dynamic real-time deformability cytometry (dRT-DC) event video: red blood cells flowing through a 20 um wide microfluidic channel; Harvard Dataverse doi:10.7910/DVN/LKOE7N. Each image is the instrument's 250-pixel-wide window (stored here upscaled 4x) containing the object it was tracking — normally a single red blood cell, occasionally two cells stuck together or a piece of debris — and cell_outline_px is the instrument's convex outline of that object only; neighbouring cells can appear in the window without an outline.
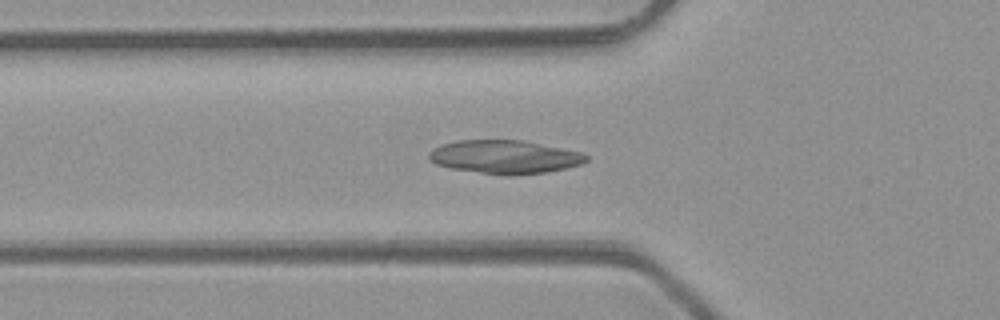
{"species": "common noctule bat (a hibernating species)", "species_latin": "Nyctalus noctula", "temperature_condition": "room temperature", "stored_images_in_passage": 39, "camera_frame_rate_fps": 3000, "um_per_image_px": 0.085, "animal": {"sex": "male", "body_mass_g": 23.1, "forearm_length_mm": 52.7}, "frame": {"image": 1, "passage_image": 8, "time_ms": 2.333, "image_size_px": [1000, 320], "cell_outline_px": [[588, 160], [580, 164], [548, 172], [512, 176], [508, 176], [448, 168], [436, 164], [428, 156], [428, 152], [432, 148], [440, 144], [456, 140], [524, 140], [580, 152], [588, 156]], "centroid_in_image_um": [42.86, 13.34], "position_along_channel_um": 82.9, "area_um2": 30.81}}
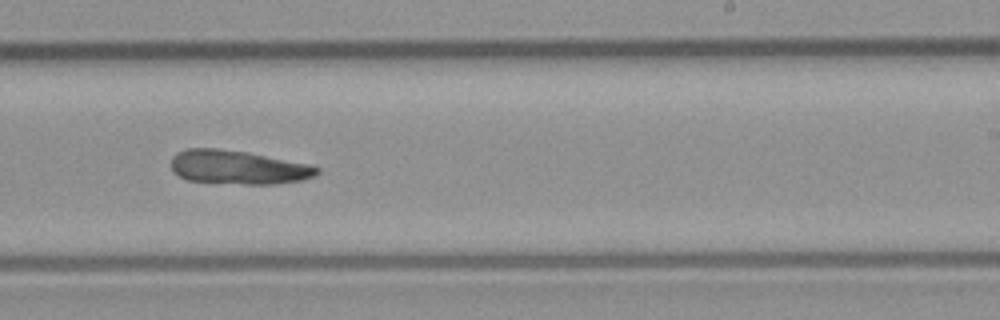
{"frame": {"image": 2, "passage_image": 21, "time_ms": 6.667, "image_size_px": [1000, 320], "cell_outline_px": [[320, 172], [316, 176], [300, 180], [276, 184], [244, 184], [188, 180], [172, 172], [172, 156], [176, 152], [184, 148], [216, 148], [244, 152], [312, 164], [320, 168]], "centroid_in_image_um": [20.25, 14.21], "position_along_channel_um": 268.8, "area_um2": 28.78}}
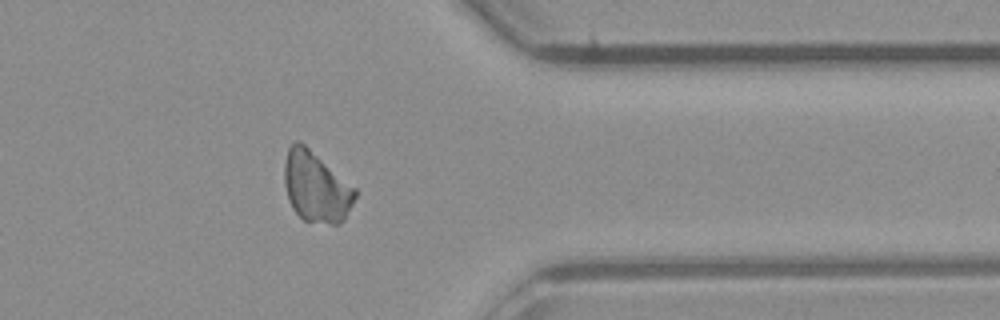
{"frame": {"image": 3, "passage_image": 30, "time_ms": 9.667, "image_size_px": [1000, 320], "cell_outline_px": [[356, 196], [344, 220], [340, 224], [332, 224], [304, 220], [292, 208], [288, 200], [284, 184], [284, 164], [288, 148], [296, 140], [300, 140], [356, 188]], "centroid_in_image_um": [26.85, 15.88], "position_along_channel_um": 384.5, "area_um2": 29.07}, "authors_computed_cell_mechanics": {"area_um2": 28.7266, "velocity_mm_per_s": 4.2665, "shape_relaxation_time_tau1_ms": null, "shape_relaxation_time_tau2_ms": 7.6629, "deformation_change_tau1": null, "deformation_change_tau2": 0.173}}